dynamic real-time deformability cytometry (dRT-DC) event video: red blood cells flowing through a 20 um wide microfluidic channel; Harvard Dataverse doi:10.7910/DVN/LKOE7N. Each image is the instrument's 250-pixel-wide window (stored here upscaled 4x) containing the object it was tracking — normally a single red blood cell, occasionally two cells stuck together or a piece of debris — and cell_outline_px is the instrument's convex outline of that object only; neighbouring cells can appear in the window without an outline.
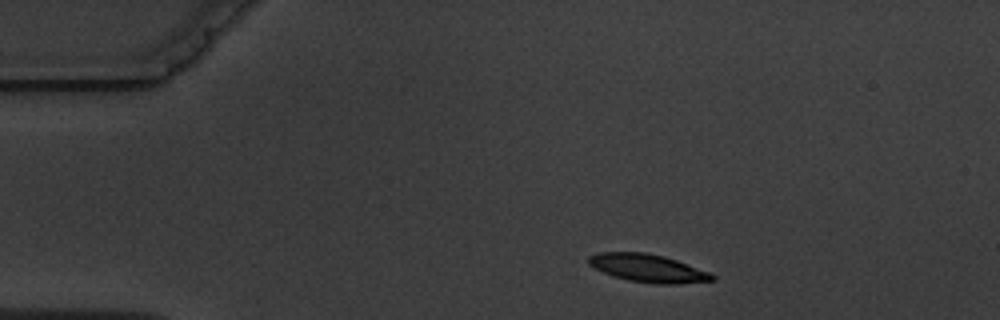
{"species": "common noctule bat (a hibernating species)", "species_latin": "Nyctalus noctula", "temperature_condition": "warm", "stored_images_in_passage": 3, "camera_frame_rate_fps": 3000, "um_per_image_px": 0.085, "animal": {"sex": "male", "body_mass_g": 19.5, "forearm_length_mm": 54.6}, "frame": {"image": 1, "passage_image": 1, "time_ms": 0.0, "image_size_px": [1000, 320], "cell_outline_px": [[716, 280], [676, 284], [656, 284], [628, 280], [604, 272], [588, 264], [588, 256], [600, 252], [644, 252], [664, 256], [676, 260], [708, 272], [716, 276]], "centroid_in_image_um": [55.08, 22.79], "position_along_channel_um": 29.9, "area_um2": 19.88}}